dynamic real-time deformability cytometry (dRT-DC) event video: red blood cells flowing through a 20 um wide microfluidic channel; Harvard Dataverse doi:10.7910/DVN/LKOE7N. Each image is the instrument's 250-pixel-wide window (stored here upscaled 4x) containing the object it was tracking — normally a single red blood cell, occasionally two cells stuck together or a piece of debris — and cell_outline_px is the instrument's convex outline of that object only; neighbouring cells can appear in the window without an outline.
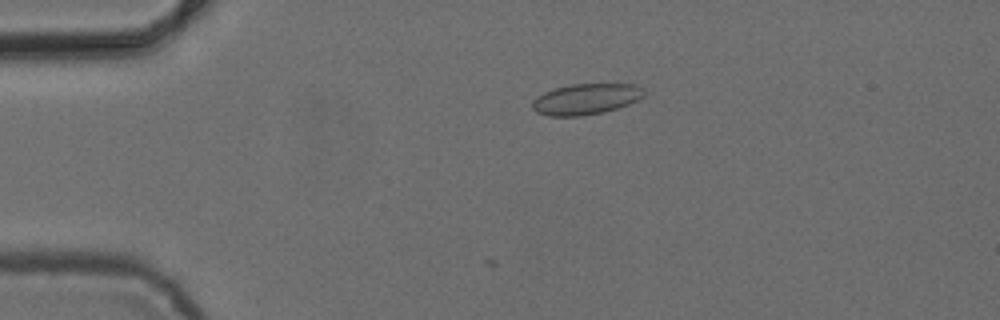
{"species": "common noctule bat (a hibernating species)", "species_latin": "Nyctalus noctula", "temperature_condition": "cold", "stored_images_in_passage": 12, "camera_frame_rate_fps": 3000, "um_per_image_px": 0.085, "animal": {"sex": "female", "body_mass_g": 24.6, "forearm_length_mm": 56.2}, "frame": {"image": 1, "passage_image": 12, "time_ms": 3.667, "image_size_px": [1000, 320], "cell_outline_px": [[644, 96], [628, 104], [604, 112], [580, 116], [548, 116], [536, 112], [532, 108], [532, 100], [544, 92], [556, 88], [572, 84], [636, 84], [644, 92]], "centroid_in_image_um": [49.77, 8.43], "position_along_channel_um": 35.2, "area_um2": 19.94}}